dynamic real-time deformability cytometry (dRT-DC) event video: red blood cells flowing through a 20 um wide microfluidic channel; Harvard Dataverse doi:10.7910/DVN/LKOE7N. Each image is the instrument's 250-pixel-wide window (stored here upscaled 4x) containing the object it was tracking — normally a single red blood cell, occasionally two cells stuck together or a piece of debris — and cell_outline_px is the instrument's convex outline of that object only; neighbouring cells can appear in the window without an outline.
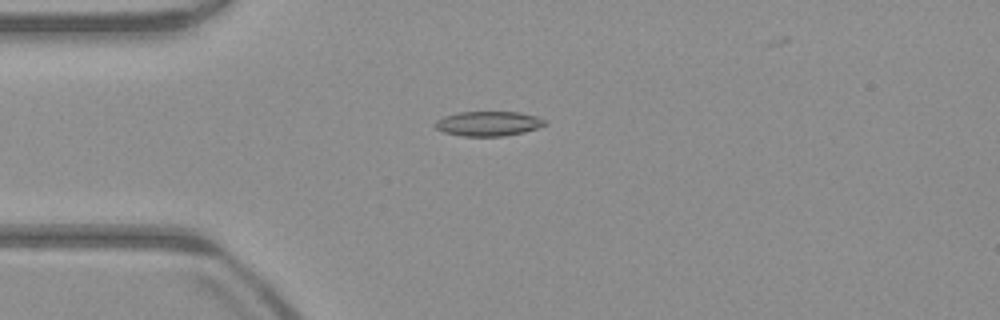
{"species": "common noctule bat (a hibernating species)", "species_latin": "Nyctalus noctula", "temperature_condition": "warm", "stored_images_in_passage": 42, "camera_frame_rate_fps": 3000, "um_per_image_px": 0.085, "animal": {"sex": "male", "body_mass_g": 23.1, "forearm_length_mm": 52.7}, "frame": {"image": 1, "passage_image": 9, "time_ms": 2.667, "image_size_px": [1000, 320], "cell_outline_px": [[548, 124], [524, 132], [504, 136], [464, 136], [444, 132], [436, 128], [432, 124], [436, 120], [444, 116], [460, 112], [520, 112], [536, 116], [544, 120]], "centroid_in_image_um": [41.49, 10.5], "position_along_channel_um": 43.5, "area_um2": 15.78}}
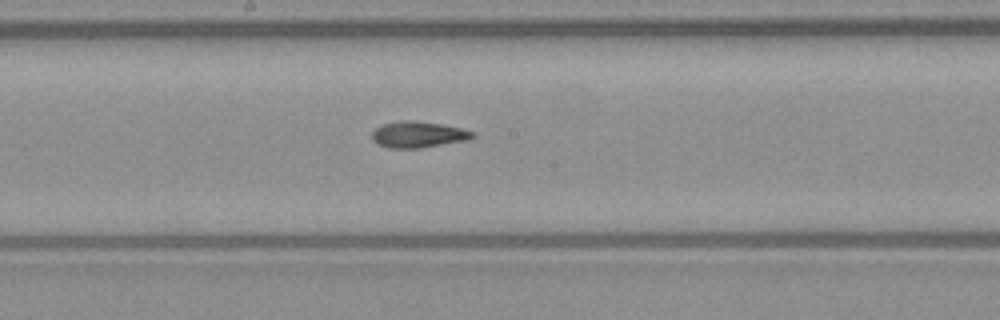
{"frame": {"image": 2, "passage_image": 23, "time_ms": 7.333, "image_size_px": [1000, 320], "cell_outline_px": [[476, 136], [468, 140], [420, 148], [388, 148], [376, 144], [372, 140], [372, 132], [376, 128], [384, 124], [400, 120], [412, 120], [440, 124], [460, 128], [476, 132]], "centroid_in_image_um": [35.54, 11.44], "position_along_channel_um": 212.7, "area_um2": 15.43}}
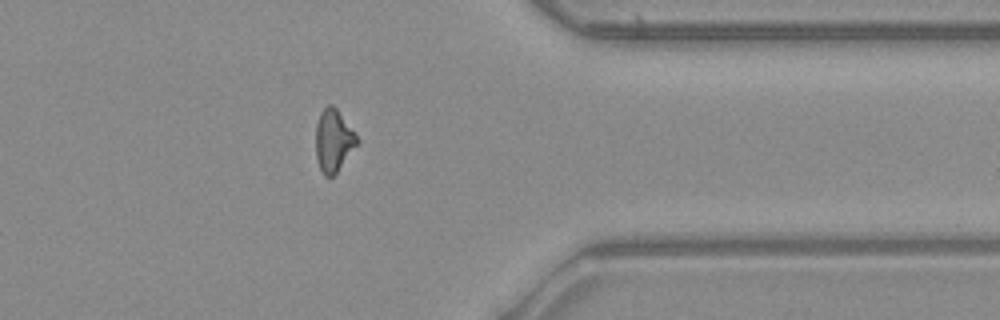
{"frame": {"image": 3, "passage_image": 37, "time_ms": 12.0, "image_size_px": [1000, 320], "cell_outline_px": [[360, 140], [336, 172], [332, 176], [324, 176], [320, 168], [316, 156], [316, 124], [320, 112], [328, 104], [332, 104], [336, 108]], "centroid_in_image_um": [28.33, 11.92], "position_along_channel_um": 383.1, "area_um2": 14.68}, "authors_computed_cell_mechanics": {"area_um2": 15.4615, "velocity_mm_per_s": 3.9795, "shape_relaxation_time_tau1_ms": null, "shape_relaxation_time_tau2_ms": 3.5461, "deformation_change_tau1": null, "deformation_change_tau2": 0.1065}}